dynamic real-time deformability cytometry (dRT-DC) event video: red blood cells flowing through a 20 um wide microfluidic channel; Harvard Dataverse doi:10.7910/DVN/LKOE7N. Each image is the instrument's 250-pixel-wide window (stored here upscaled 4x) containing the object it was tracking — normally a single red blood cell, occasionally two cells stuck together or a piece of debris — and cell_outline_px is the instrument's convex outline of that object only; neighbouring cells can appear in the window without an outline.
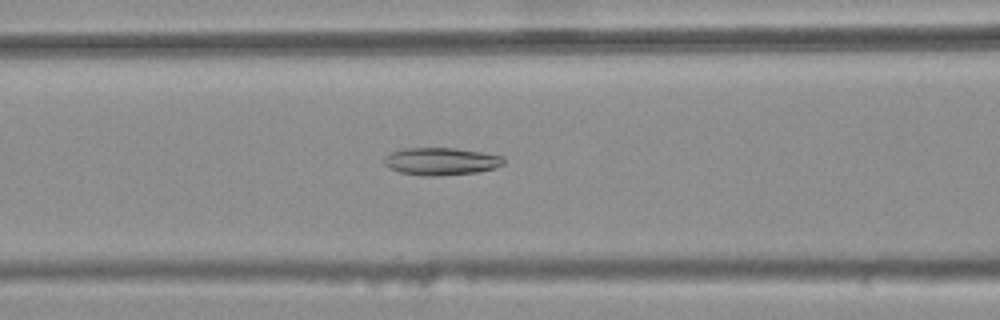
{"species": "common noctule bat (a hibernating species)", "species_latin": "Nyctalus noctula", "temperature_condition": "warm", "stored_images_in_passage": 44, "camera_frame_rate_fps": 3000, "um_per_image_px": 0.085, "animal": {"sex": "female", "body_mass_g": 25.1}, "frame": {"image": 1, "passage_image": 19, "time_ms": 6.0, "image_size_px": [1000, 320], "cell_outline_px": [[504, 164], [496, 168], [476, 172], [436, 176], [420, 176], [400, 172], [388, 168], [384, 164], [384, 156], [388, 152], [404, 148], [456, 148], [480, 152], [500, 156], [504, 160]], "centroid_in_image_um": [37.42, 13.71], "position_along_channel_um": 129.2, "area_um2": 19.25}}
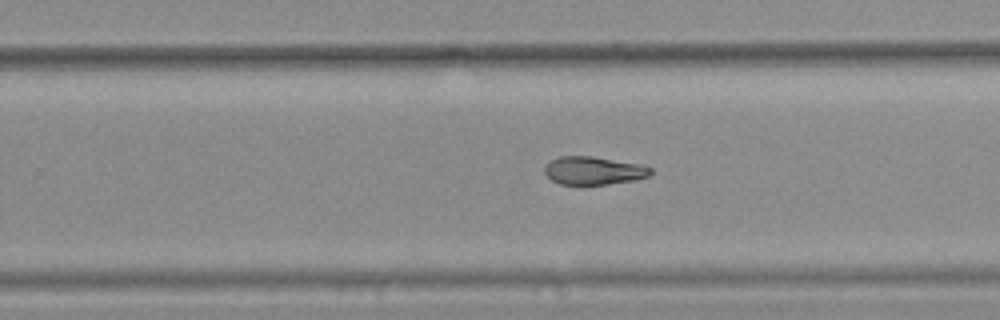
{"frame": {"image": 2, "passage_image": 31, "time_ms": 10.0, "image_size_px": [1000, 320], "cell_outline_px": [[652, 172], [648, 176], [632, 180], [604, 184], [560, 184], [552, 180], [544, 172], [544, 168], [552, 160], [560, 156], [592, 156], [640, 164], [652, 168]], "centroid_in_image_um": [50.45, 14.49], "position_along_channel_um": 279.3, "area_um2": 17.05}}
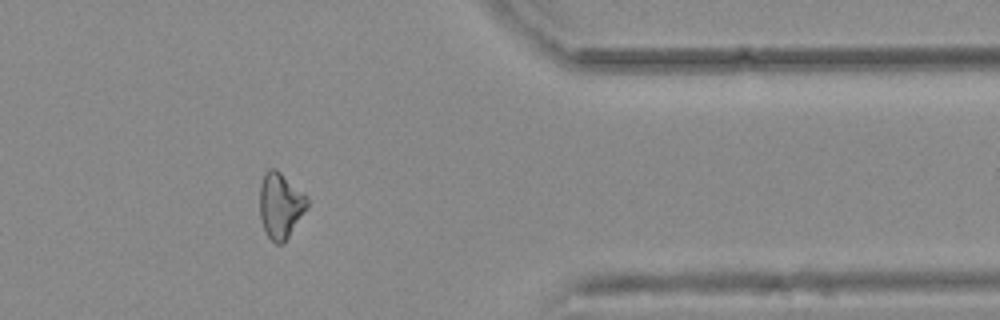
{"frame": {"image": 3, "passage_image": 41, "time_ms": 13.333, "image_size_px": [1000, 320], "cell_outline_px": [[308, 208], [288, 236], [280, 244], [276, 244], [268, 236], [260, 220], [260, 184], [264, 172], [268, 168], [276, 168], [308, 196]], "centroid_in_image_um": [23.84, 17.42], "position_along_channel_um": 387.6, "area_um2": 18.21}, "authors_computed_cell_mechanics": {"area_um2": 18.5538, "velocity_mm_per_s": 3.7653, "shape_relaxation_time_tau1_ms": null, "shape_relaxation_time_tau2_ms": 8.5237, "deformation_change_tau1": null, "deformation_change_tau2": 0.1756}}